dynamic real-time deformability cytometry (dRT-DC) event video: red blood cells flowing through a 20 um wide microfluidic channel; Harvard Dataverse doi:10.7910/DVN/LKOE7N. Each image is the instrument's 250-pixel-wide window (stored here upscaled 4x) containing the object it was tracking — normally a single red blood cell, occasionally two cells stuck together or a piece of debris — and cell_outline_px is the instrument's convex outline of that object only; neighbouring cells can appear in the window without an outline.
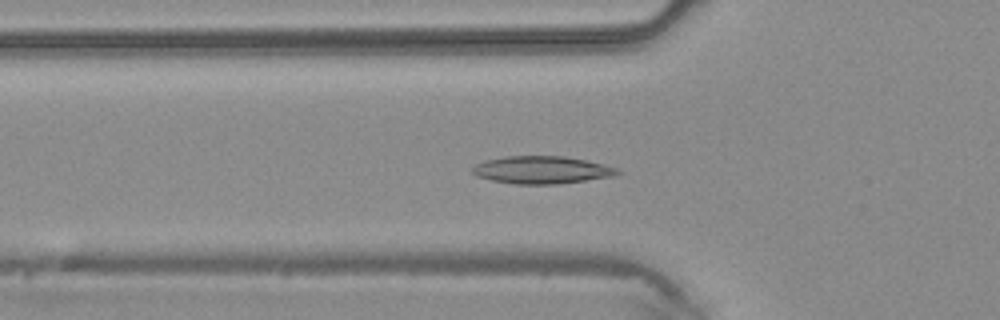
{"species": "common noctule bat (a hibernating species)", "species_latin": "Nyctalus noctula", "temperature_condition": "warm", "stored_images_in_passage": 35, "camera_frame_rate_fps": 3000, "um_per_image_px": 0.085, "animal": {"sex": "male", "body_mass_g": 20.4}, "frame": {"image": 1, "passage_image": 13, "time_ms": 4.0, "image_size_px": [1000, 320], "cell_outline_px": [[624, 172], [612, 176], [556, 184], [516, 184], [492, 180], [476, 176], [472, 172], [472, 168], [476, 164], [484, 160], [508, 156], [564, 156], [584, 160], [616, 168]], "centroid_in_image_um": [46.01, 14.44], "position_along_channel_um": 79.8, "area_um2": 23.0}}
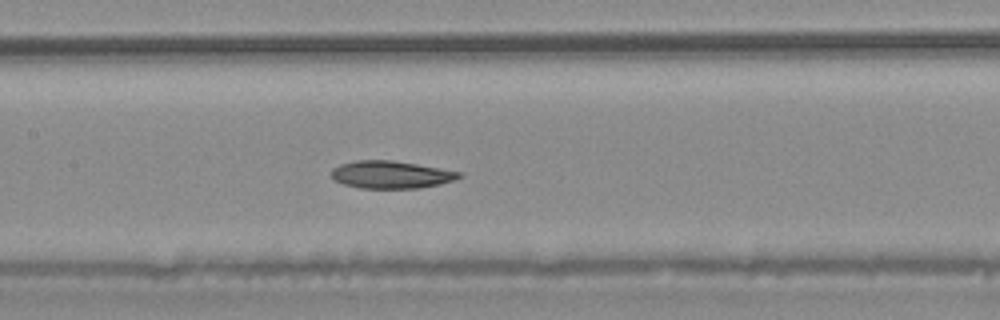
{"frame": {"image": 2, "passage_image": 19, "time_ms": 6.0, "image_size_px": [1000, 320], "cell_outline_px": [[464, 176], [456, 180], [440, 184], [420, 188], [360, 188], [344, 184], [332, 180], [332, 168], [340, 164], [356, 160], [392, 160], [416, 164], [460, 172]], "centroid_in_image_um": [33.23, 14.85], "position_along_channel_um": 174.2, "area_um2": 20.52}}
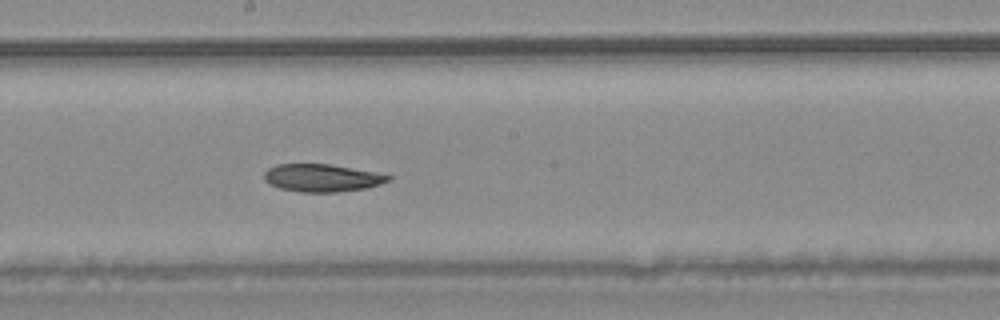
{"frame": {"image": 3, "passage_image": 22, "time_ms": 7.0, "image_size_px": [1000, 320], "cell_outline_px": [[392, 176], [388, 180], [380, 184], [364, 188], [336, 192], [300, 192], [280, 188], [268, 184], [264, 180], [264, 172], [268, 168], [276, 164], [328, 164], [376, 172]], "centroid_in_image_um": [27.31, 15.12], "position_along_channel_um": 220.9, "area_um2": 19.88}}